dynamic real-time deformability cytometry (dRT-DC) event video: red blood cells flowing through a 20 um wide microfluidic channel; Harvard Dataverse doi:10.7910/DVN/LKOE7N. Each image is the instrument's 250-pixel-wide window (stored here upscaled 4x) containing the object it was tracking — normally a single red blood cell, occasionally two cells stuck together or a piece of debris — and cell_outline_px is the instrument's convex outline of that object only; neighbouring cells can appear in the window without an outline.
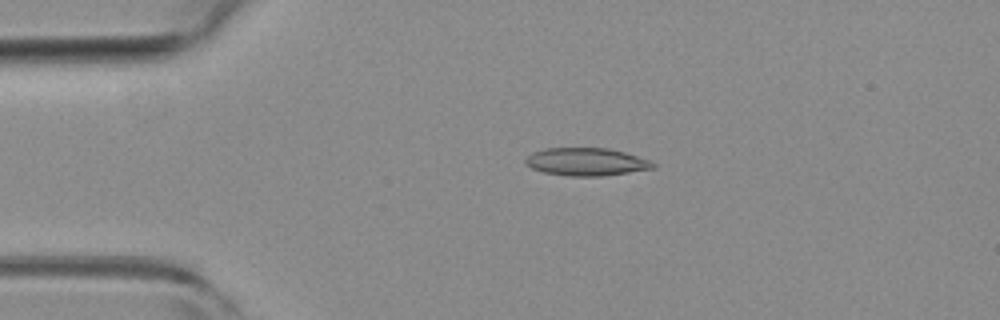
{"species": "common noctule bat (a hibernating species)", "species_latin": "Nyctalus noctula", "temperature_condition": "room temperature", "stored_images_in_passage": 2, "camera_frame_rate_fps": 3000, "um_per_image_px": 0.085, "animal": {"sex": "female", "body_mass_g": 19.3, "forearm_length_mm": 54.1}, "frame": {"image": 1, "passage_image": 1, "time_ms": 0.0, "image_size_px": [1000, 320], "cell_outline_px": [[656, 168], [604, 176], [568, 176], [544, 172], [532, 168], [524, 164], [524, 160], [532, 152], [544, 148], [608, 148], [624, 152], [648, 160], [656, 164]], "centroid_in_image_um": [49.81, 13.76], "position_along_channel_um": 35.2, "area_um2": 20.69}}